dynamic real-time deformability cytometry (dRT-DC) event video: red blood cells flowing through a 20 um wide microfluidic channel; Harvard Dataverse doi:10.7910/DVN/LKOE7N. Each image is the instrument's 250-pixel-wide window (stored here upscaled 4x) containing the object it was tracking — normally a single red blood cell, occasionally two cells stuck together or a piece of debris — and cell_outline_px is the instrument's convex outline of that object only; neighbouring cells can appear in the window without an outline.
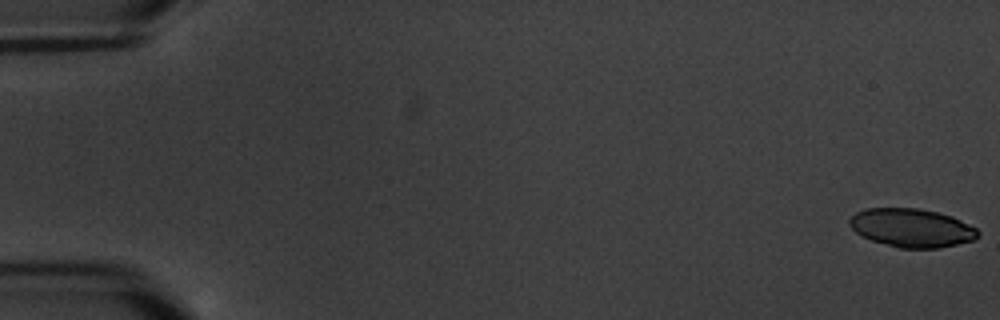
{"species": "common noctule bat (a hibernating species)", "species_latin": "Nyctalus noctula", "temperature_condition": "warm", "stored_images_in_passage": 6, "camera_frame_rate_fps": 3000, "um_per_image_px": 0.085, "animal": {"sex": "male", "body_mass_g": 20.1, "forearm_length_mm": 53.5}, "frame": {"image": 1, "passage_image": 1, "time_ms": 0.0, "image_size_px": [1000, 320], "cell_outline_px": [[980, 236], [972, 240], [940, 248], [900, 248], [872, 240], [860, 236], [848, 224], [848, 220], [856, 212], [864, 208], [916, 208], [936, 212], [952, 216], [976, 228], [980, 232]], "centroid_in_image_um": [77.47, 19.36], "position_along_channel_um": 7.5, "area_um2": 28.78}}